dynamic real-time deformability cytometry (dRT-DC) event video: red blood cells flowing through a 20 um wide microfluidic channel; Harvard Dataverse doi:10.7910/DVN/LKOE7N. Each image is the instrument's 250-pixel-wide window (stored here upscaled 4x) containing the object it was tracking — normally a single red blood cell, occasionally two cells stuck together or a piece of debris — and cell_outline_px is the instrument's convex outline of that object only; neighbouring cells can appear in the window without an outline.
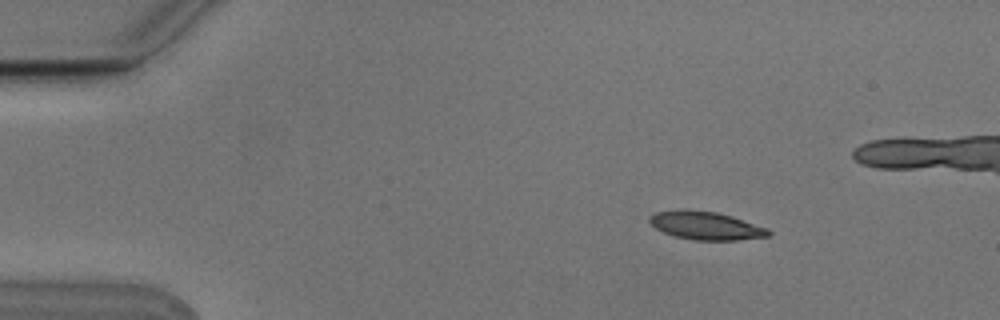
{"species": "Egyptian fruit bat (a non-hibernating species)", "species_latin": "Rousettus aegyptiacus", "temperature_condition": "cold", "stored_images_in_passage": 5, "camera_frame_rate_fps": 3000, "um_per_image_px": 0.085, "animal": {"sex": "male"}, "frame": {"image": 1, "passage_image": 1, "time_ms": 0.0, "image_size_px": [1000, 320], "cell_outline_px": [[772, 232], [768, 236], [736, 240], [696, 240], [676, 236], [664, 232], [656, 228], [648, 220], [648, 216], [656, 212], [680, 208], [688, 208], [716, 212], [732, 216], [768, 228]], "centroid_in_image_um": [59.98, 19.15], "position_along_channel_um": 25.0, "area_um2": 19.65}}